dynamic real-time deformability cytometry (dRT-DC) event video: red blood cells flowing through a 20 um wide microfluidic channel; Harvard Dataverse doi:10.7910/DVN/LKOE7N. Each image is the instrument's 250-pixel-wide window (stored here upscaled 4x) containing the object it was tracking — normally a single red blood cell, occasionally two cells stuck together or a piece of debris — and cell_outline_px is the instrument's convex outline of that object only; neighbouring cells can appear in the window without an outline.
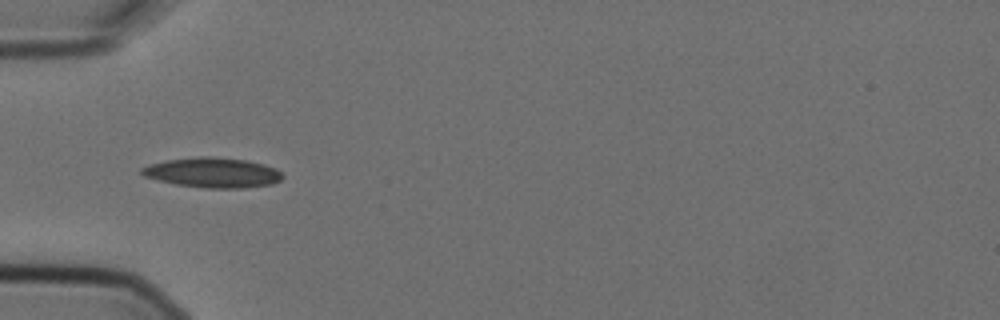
{"species": "Egyptian fruit bat (a non-hibernating species)", "species_latin": "Rousettus aegyptiacus", "temperature_condition": "cold", "stored_images_in_passage": 2, "camera_frame_rate_fps": 3000, "um_per_image_px": 0.085, "animal": {"sex": "female"}, "frame": {"image": 1, "passage_image": 1, "time_ms": 0.0, "image_size_px": [1000, 320], "cell_outline_px": [[284, 176], [280, 180], [272, 184], [244, 188], [204, 188], [176, 184], [156, 180], [144, 176], [140, 172], [140, 168], [148, 164], [168, 160], [200, 156], [212, 156], [244, 160], [264, 164], [276, 168]], "centroid_in_image_um": [18.06, 14.67], "position_along_channel_um": 66.9, "area_um2": 24.68}}
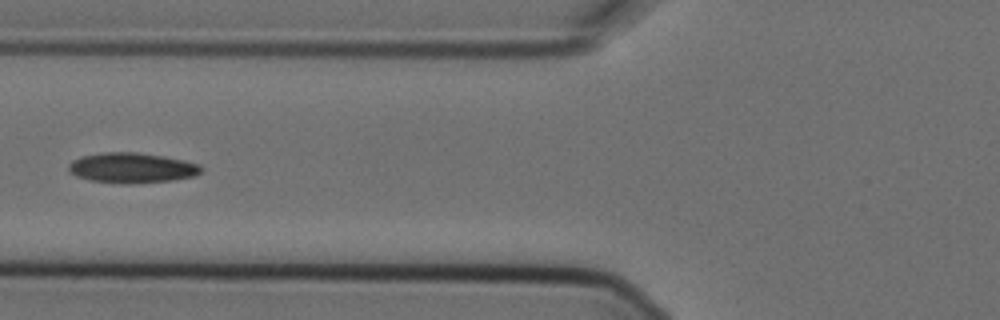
{"frame": {"image": 2, "passage_image": 2, "time_ms": 0.333, "image_size_px": [1000, 320], "cell_outline_px": [[204, 168], [196, 176], [172, 180], [88, 180], [76, 176], [68, 172], [68, 164], [72, 160], [80, 156], [104, 152], [136, 152], [164, 156], [184, 160], [200, 164]], "centroid_in_image_um": [11.21, 14.2], "position_along_channel_um": 114.6, "area_um2": 22.37}}